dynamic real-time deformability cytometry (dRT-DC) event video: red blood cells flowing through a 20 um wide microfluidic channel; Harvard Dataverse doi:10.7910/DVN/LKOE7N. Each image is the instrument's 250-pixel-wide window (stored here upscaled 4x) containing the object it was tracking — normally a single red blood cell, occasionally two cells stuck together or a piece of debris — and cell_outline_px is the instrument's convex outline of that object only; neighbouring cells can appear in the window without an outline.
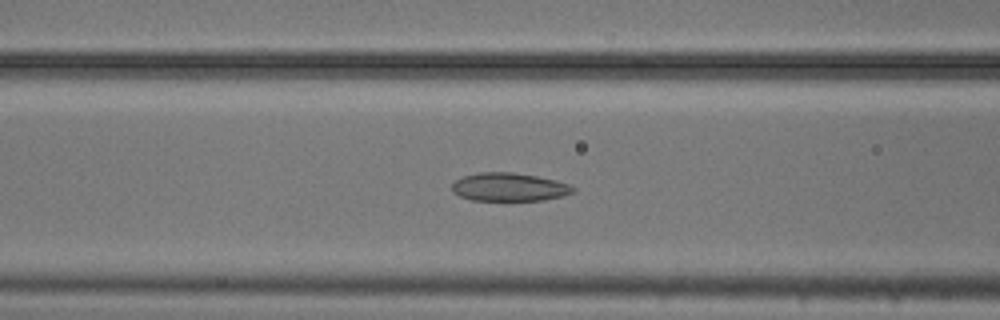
{"species": "common noctule bat (a hibernating species)", "species_latin": "Nyctalus noctula", "temperature_condition": "cold", "stored_images_in_passage": 37, "camera_frame_rate_fps": 3000, "um_per_image_px": 0.085, "animal": {"sex": "male", "body_mass_g": 20.5, "forearm_length_mm": 52.5}, "frame": {"image": 1, "passage_image": 21, "time_ms": 6.667, "image_size_px": [1000, 320], "cell_outline_px": [[576, 188], [572, 192], [564, 196], [544, 200], [472, 200], [460, 196], [452, 192], [452, 184], [456, 180], [464, 176], [480, 172], [512, 172], [536, 176], [556, 180], [568, 184]], "centroid_in_image_um": [43.28, 15.9], "position_along_channel_um": 123.3, "area_um2": 19.88}}
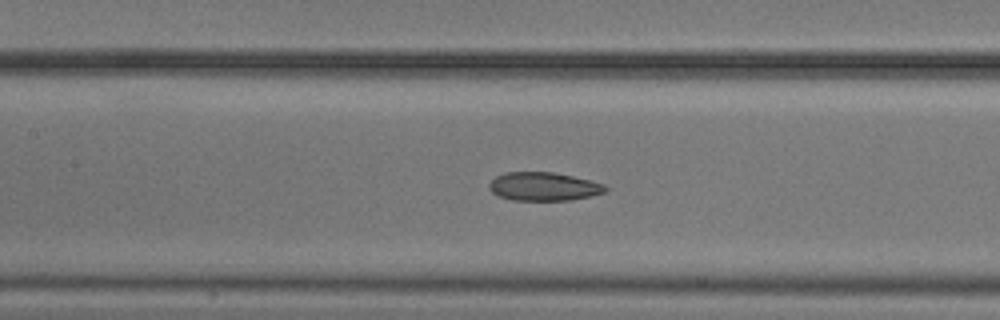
{"frame": {"image": 2, "passage_image": 24, "time_ms": 7.667, "image_size_px": [1000, 320], "cell_outline_px": [[608, 188], [604, 192], [592, 196], [572, 200], [512, 200], [500, 196], [492, 192], [488, 188], [488, 184], [496, 176], [504, 172], [552, 172], [572, 176], [604, 184]], "centroid_in_image_um": [46.2, 15.85], "position_along_channel_um": 161.2, "area_um2": 19.25}}
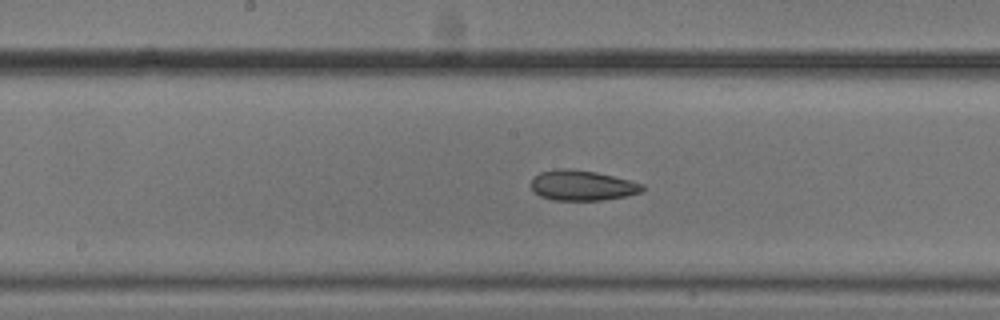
{"frame": {"image": 3, "passage_image": 27, "time_ms": 8.667, "image_size_px": [1000, 320], "cell_outline_px": [[644, 188], [640, 192], [624, 196], [600, 200], [552, 200], [540, 196], [532, 188], [532, 176], [540, 172], [556, 168], [568, 168], [596, 172], [644, 184]], "centroid_in_image_um": [49.44, 15.75], "position_along_channel_um": 198.8, "area_um2": 19.48}}